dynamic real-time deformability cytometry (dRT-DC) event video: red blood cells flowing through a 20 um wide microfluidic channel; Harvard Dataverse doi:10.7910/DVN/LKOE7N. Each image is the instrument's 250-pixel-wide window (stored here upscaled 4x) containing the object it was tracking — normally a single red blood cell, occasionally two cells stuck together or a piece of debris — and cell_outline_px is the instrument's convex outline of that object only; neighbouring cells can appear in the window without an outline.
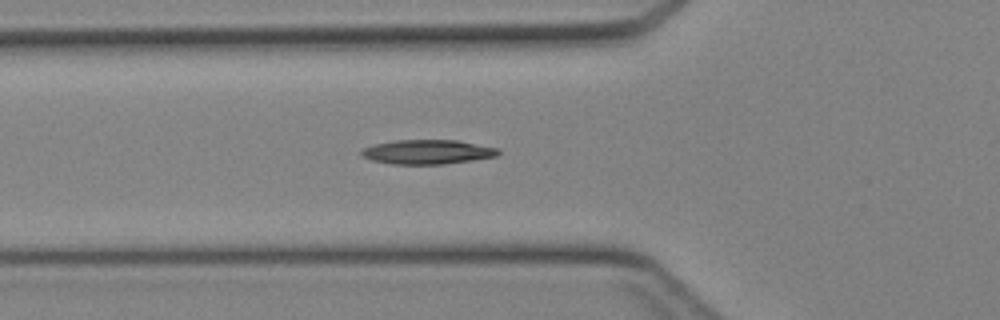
{"species": "Egyptian fruit bat (a non-hibernating species)", "species_latin": "Rousettus aegyptiacus", "temperature_condition": "cold", "stored_images_in_passage": 30, "camera_frame_rate_fps": 3000, "um_per_image_px": 0.085, "animal": {"sex": "female"}, "frame": {"image": 1, "passage_image": 2, "time_ms": 0.333, "image_size_px": [1000, 320], "cell_outline_px": [[500, 152], [496, 156], [472, 160], [444, 164], [392, 164], [372, 160], [360, 156], [360, 148], [372, 144], [396, 140], [456, 140], [496, 148]], "centroid_in_image_um": [36.24, 12.91], "position_along_channel_um": 89.6, "area_um2": 19.42}}
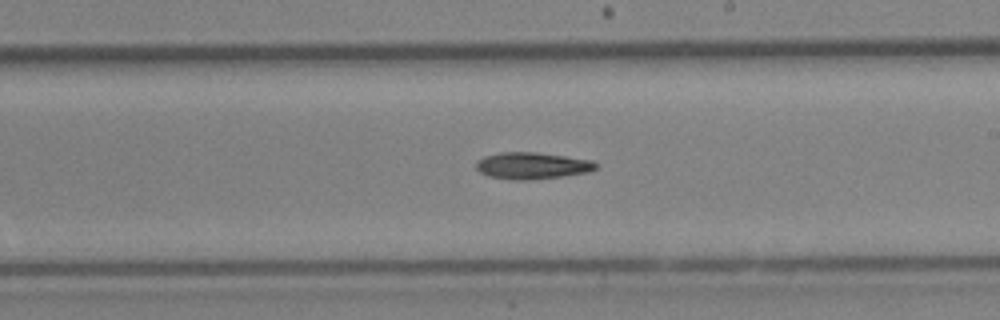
{"frame": {"image": 2, "passage_image": 12, "time_ms": 3.667, "image_size_px": [1000, 320], "cell_outline_px": [[600, 168], [588, 172], [532, 180], [512, 180], [488, 176], [480, 172], [476, 168], [476, 160], [484, 156], [500, 152], [536, 152], [592, 160], [600, 164]], "centroid_in_image_um": [45.24, 14.08], "position_along_channel_um": 243.8, "area_um2": 18.84}}
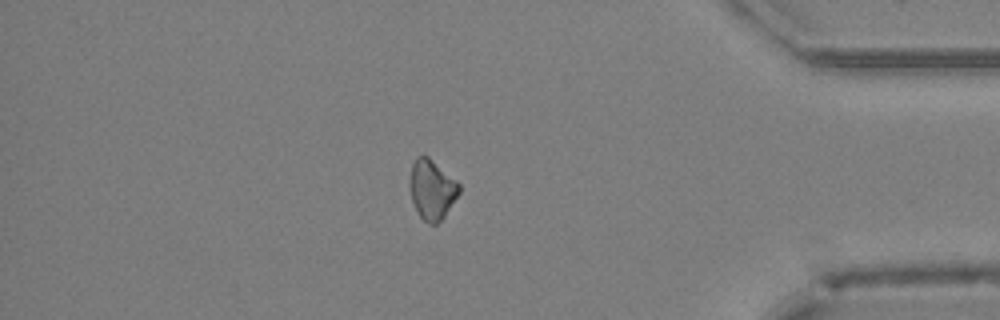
{"frame": {"image": 3, "passage_image": 24, "time_ms": 7.667, "image_size_px": [1000, 320], "cell_outline_px": [[460, 192], [444, 216], [436, 224], [428, 224], [420, 216], [412, 200], [412, 164], [416, 156], [428, 156], [456, 180], [460, 184]], "centroid_in_image_um": [36.75, 16.11], "position_along_channel_um": 398.4, "area_um2": 16.59}}